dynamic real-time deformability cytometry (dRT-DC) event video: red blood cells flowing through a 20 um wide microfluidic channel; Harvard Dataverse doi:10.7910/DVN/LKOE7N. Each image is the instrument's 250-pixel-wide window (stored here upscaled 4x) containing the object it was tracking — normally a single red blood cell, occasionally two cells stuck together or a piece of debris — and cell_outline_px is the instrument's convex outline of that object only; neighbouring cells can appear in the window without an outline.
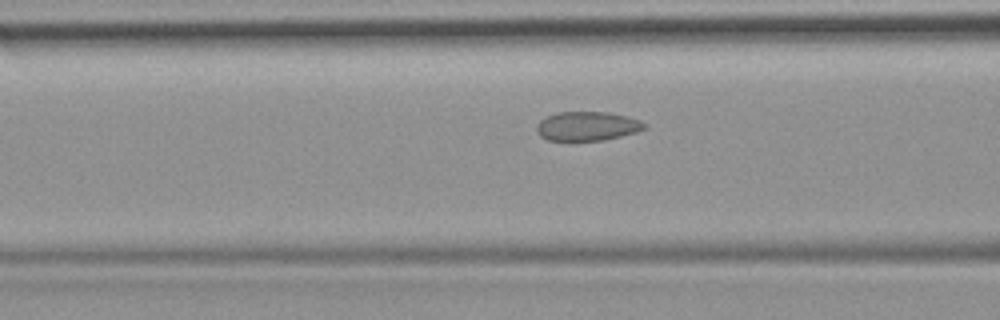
{"species": "common noctule bat (a hibernating species)", "species_latin": "Nyctalus noctula", "temperature_condition": "room temperature", "stored_images_in_passage": 32, "camera_frame_rate_fps": 3000, "um_per_image_px": 0.085, "animal": {"sex": "female", "body_mass_g": 19.9}, "frame": {"image": 1, "passage_image": 8, "time_ms": 2.333, "image_size_px": [1000, 320], "cell_outline_px": [[648, 124], [644, 128], [636, 132], [604, 140], [548, 140], [540, 136], [536, 132], [536, 124], [540, 120], [556, 112], [608, 112], [640, 120]], "centroid_in_image_um": [49.89, 10.72], "position_along_channel_um": 116.7, "area_um2": 18.21}}
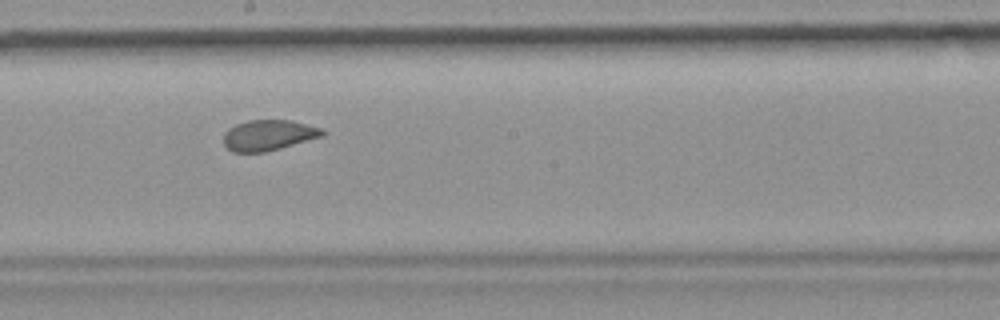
{"frame": {"image": 2, "passage_image": 16, "time_ms": 5.0, "image_size_px": [1000, 320], "cell_outline_px": [[324, 136], [280, 148], [264, 152], [232, 152], [224, 144], [224, 132], [228, 128], [236, 124], [248, 120], [288, 120], [324, 128]], "centroid_in_image_um": [22.82, 11.49], "position_along_channel_um": 225.4, "area_um2": 17.63}}
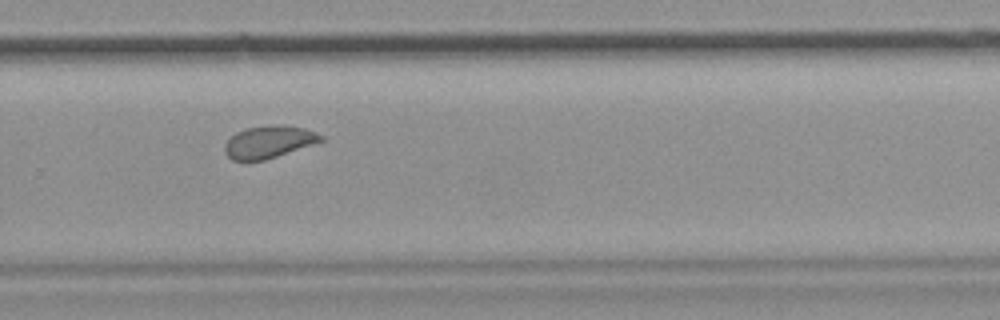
{"frame": {"image": 3, "passage_image": 22, "time_ms": 7.0, "image_size_px": [1000, 320], "cell_outline_px": [[324, 140], [264, 160], [232, 160], [224, 152], [224, 144], [236, 132], [248, 128], [304, 128], [324, 136]], "centroid_in_image_um": [22.79, 12.12], "position_along_channel_um": 307.0, "area_um2": 16.94}}